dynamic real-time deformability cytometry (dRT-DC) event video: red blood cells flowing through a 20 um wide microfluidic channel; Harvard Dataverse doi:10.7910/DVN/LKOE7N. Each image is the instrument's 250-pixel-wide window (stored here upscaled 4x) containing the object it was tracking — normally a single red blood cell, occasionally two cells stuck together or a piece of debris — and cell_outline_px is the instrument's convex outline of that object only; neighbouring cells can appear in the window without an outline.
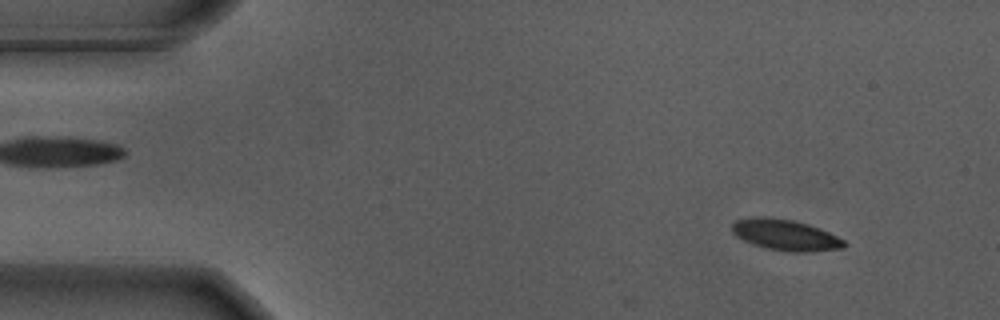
{"species": "Egyptian fruit bat (a non-hibernating species)", "species_latin": "Rousettus aegyptiacus", "temperature_condition": "warm", "stored_images_in_passage": 9, "camera_frame_rate_fps": 3000, "um_per_image_px": 0.085, "animal": {"sex": "male"}, "frame": {"image": 1, "passage_image": 6, "time_ms": 1.667, "image_size_px": [1000, 320], "cell_outline_px": [[848, 244], [844, 248], [812, 252], [788, 252], [768, 248], [744, 240], [736, 236], [732, 232], [732, 224], [736, 220], [752, 216], [764, 216], [792, 220], [808, 224], [820, 228], [844, 240]], "centroid_in_image_um": [66.78, 19.97], "position_along_channel_um": 18.2, "area_um2": 20.29}}